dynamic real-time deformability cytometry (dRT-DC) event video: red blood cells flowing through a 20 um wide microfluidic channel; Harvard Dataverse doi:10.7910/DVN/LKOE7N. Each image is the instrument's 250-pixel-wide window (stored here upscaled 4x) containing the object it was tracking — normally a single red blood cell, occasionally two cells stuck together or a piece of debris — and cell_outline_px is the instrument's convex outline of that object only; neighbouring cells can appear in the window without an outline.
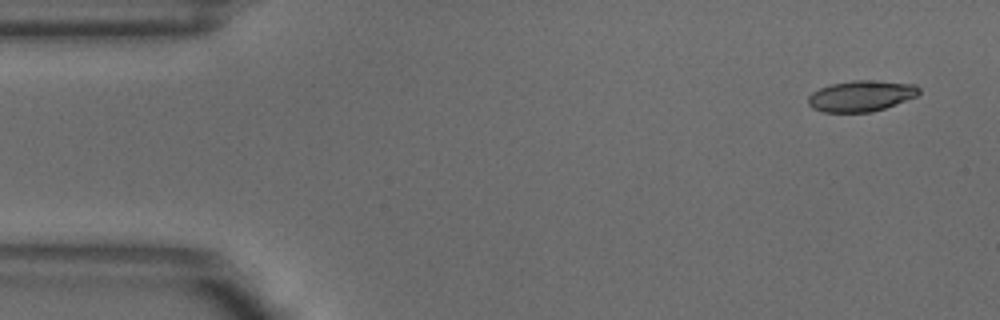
{"species": "common noctule bat (a hibernating species)", "species_latin": "Nyctalus noctula", "temperature_condition": "warm", "stored_images_in_passage": 4, "camera_frame_rate_fps": 3000, "um_per_image_px": 0.085, "animal": {"sex": "male", "body_mass_g": 18.8}, "frame": {"image": 1, "passage_image": 1, "time_ms": 0.0, "image_size_px": [1000, 320], "cell_outline_px": [[920, 92], [916, 96], [884, 108], [872, 112], [824, 112], [812, 108], [808, 104], [808, 96], [812, 92], [820, 88], [832, 84], [852, 80], [868, 80], [916, 84], [920, 88]], "centroid_in_image_um": [73.18, 8.15], "position_along_channel_um": 11.8, "area_um2": 19.88}}